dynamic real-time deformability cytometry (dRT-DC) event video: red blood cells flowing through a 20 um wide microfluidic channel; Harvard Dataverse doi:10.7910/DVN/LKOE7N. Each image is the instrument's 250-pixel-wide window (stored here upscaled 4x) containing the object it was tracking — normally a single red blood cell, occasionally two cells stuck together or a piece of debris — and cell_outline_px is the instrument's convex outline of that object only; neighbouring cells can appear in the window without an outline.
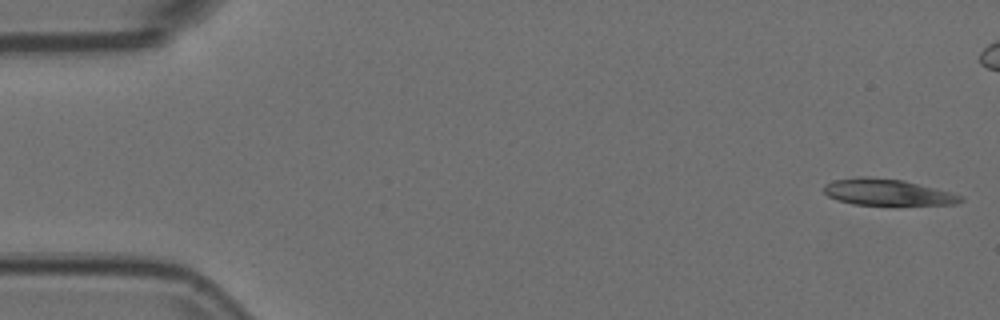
{"species": "Egyptian fruit bat (a non-hibernating species)", "species_latin": "Rousettus aegyptiacus", "temperature_condition": "room temperature", "stored_images_in_passage": 49, "camera_frame_rate_fps": 3000, "um_per_image_px": 0.085, "animal": {"sex": "female"}, "frame": {"image": 1, "passage_image": 1, "time_ms": 0.0, "image_size_px": [1000, 320], "cell_outline_px": [[964, 200], [956, 204], [896, 208], [852, 204], [836, 200], [828, 196], [824, 192], [824, 184], [836, 180], [860, 176], [864, 176], [904, 180], [964, 196]], "centroid_in_image_um": [75.48, 16.41], "position_along_channel_um": 9.5, "area_um2": 22.2}}
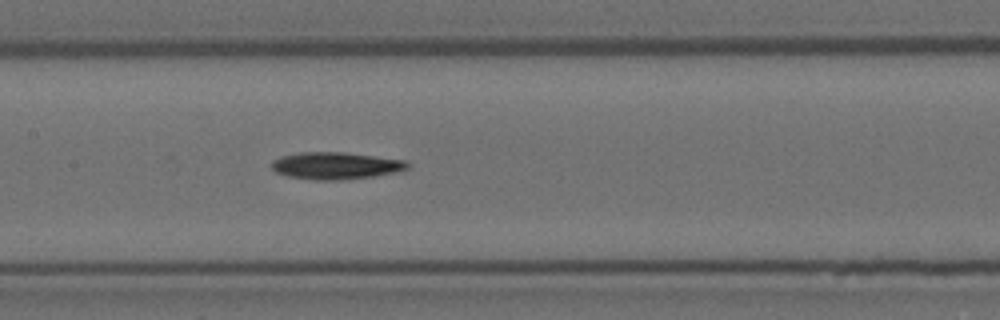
{"frame": {"image": 2, "passage_image": 25, "time_ms": 8.0, "image_size_px": [1000, 320], "cell_outline_px": [[412, 164], [408, 168], [400, 172], [372, 176], [340, 180], [316, 180], [288, 176], [276, 172], [272, 168], [272, 160], [280, 156], [300, 152], [344, 152], [408, 160]], "centroid_in_image_um": [28.59, 14.07], "position_along_channel_um": 178.8, "area_um2": 21.68}}
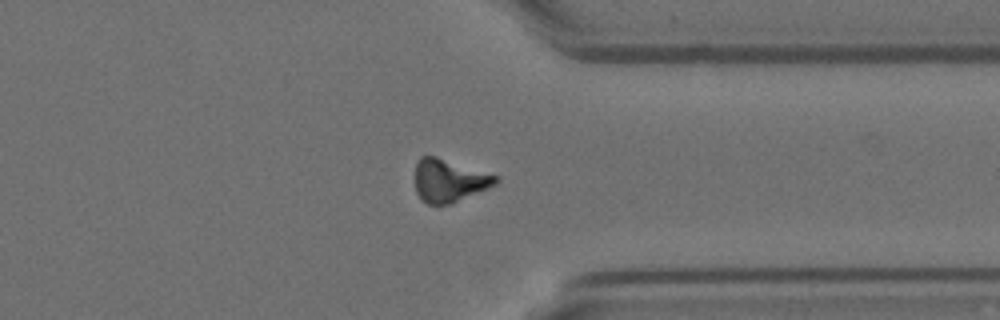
{"frame": {"image": 3, "passage_image": 41, "time_ms": 13.333, "image_size_px": [1000, 320], "cell_outline_px": [[500, 180], [496, 184], [488, 188], [452, 204], [428, 204], [420, 200], [416, 192], [416, 160], [420, 156], [436, 156], [500, 176]], "centroid_in_image_um": [38.19, 15.35], "position_along_channel_um": 373.2, "area_um2": 20.35}}